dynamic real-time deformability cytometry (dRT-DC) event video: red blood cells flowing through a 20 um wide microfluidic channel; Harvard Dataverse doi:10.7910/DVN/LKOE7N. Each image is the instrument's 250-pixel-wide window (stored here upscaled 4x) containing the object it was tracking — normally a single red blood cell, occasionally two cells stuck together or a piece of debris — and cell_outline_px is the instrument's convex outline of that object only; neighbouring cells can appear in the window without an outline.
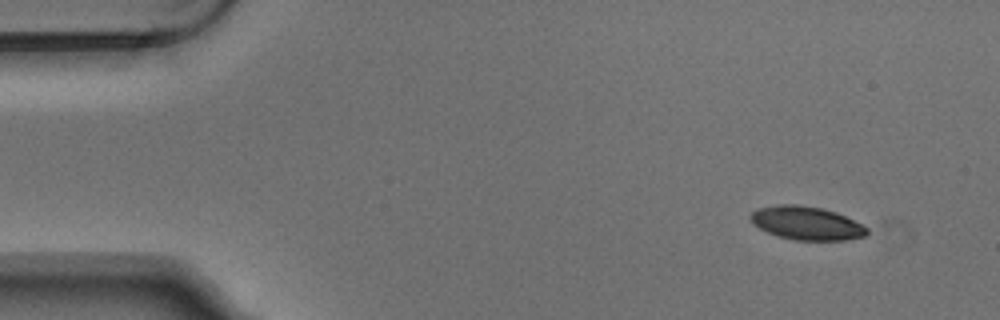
{"species": "Egyptian fruit bat (a non-hibernating species)", "species_latin": "Rousettus aegyptiacus", "temperature_condition": "warm", "stored_images_in_passage": 3, "camera_frame_rate_fps": 3000, "um_per_image_px": 0.085, "animal": {"sex": "male"}, "frame": {"image": 1, "passage_image": 1, "time_ms": 0.0, "image_size_px": [1000, 320], "cell_outline_px": [[868, 232], [864, 236], [844, 240], [796, 240], [780, 236], [768, 232], [752, 224], [748, 216], [752, 212], [760, 208], [776, 204], [796, 204], [820, 208], [836, 212], [868, 228]], "centroid_in_image_um": [68.52, 18.96], "position_along_channel_um": 16.5, "area_um2": 22.43}}